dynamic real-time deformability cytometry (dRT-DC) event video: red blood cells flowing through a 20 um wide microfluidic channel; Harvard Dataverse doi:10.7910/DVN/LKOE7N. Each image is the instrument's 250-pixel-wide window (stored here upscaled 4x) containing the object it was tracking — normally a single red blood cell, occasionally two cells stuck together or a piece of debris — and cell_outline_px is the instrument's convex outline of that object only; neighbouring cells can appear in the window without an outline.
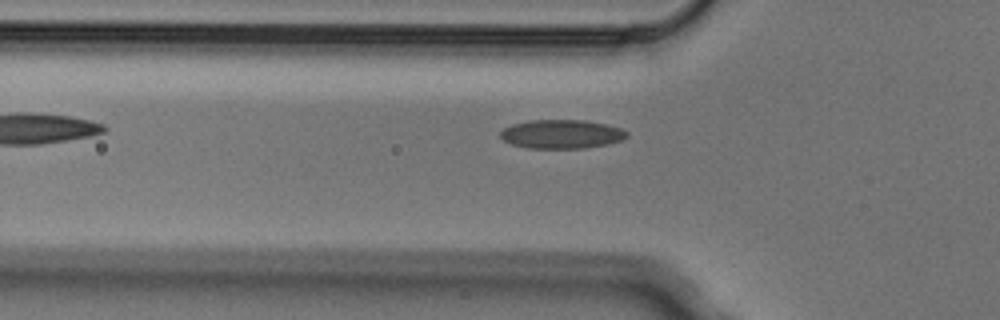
{"species": "Egyptian fruit bat (a non-hibernating species)", "species_latin": "Rousettus aegyptiacus", "temperature_condition": "cold", "stored_images_in_passage": 5, "camera_frame_rate_fps": 3000, "um_per_image_px": 0.085, "animal": {"sex": "male"}, "frame": {"image": 1, "passage_image": 4, "time_ms": 1.0, "image_size_px": [1000, 320], "cell_outline_px": [[628, 136], [620, 140], [608, 144], [584, 148], [528, 148], [512, 144], [504, 140], [500, 136], [500, 132], [504, 128], [512, 124], [532, 120], [584, 120], [604, 124], [620, 128], [628, 132]], "centroid_in_image_um": [47.73, 11.4], "position_along_channel_um": 78.1, "area_um2": 21.1}}
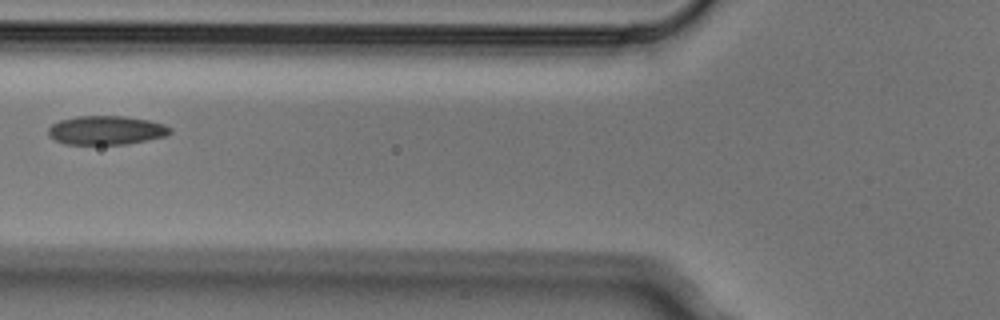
{"frame": {"image": 2, "passage_image": 5, "time_ms": 1.333, "image_size_px": [1000, 320], "cell_outline_px": [[172, 132], [168, 136], [128, 144], [64, 144], [48, 136], [48, 128], [52, 124], [60, 120], [76, 116], [124, 116], [148, 120], [164, 124], [172, 128]], "centroid_in_image_um": [9.05, 11.07], "position_along_channel_um": 116.7, "area_um2": 20.69}}